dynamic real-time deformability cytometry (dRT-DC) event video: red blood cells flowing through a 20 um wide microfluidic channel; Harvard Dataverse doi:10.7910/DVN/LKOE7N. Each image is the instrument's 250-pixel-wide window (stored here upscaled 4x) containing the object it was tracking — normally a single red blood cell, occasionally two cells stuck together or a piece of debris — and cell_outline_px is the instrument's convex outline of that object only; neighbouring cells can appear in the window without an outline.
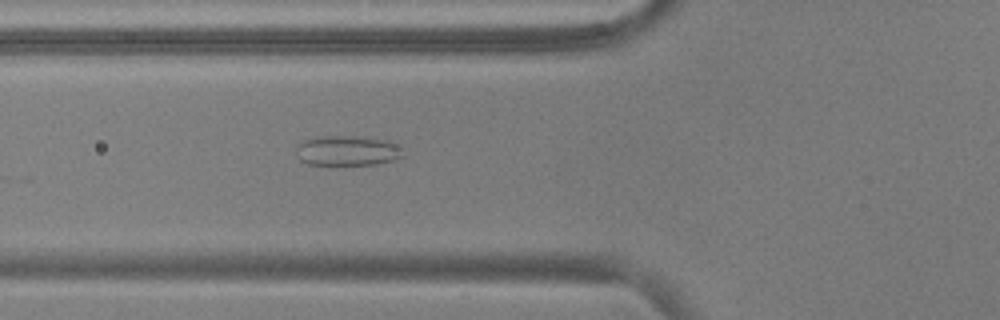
{"species": "common noctule bat (a hibernating species)", "species_latin": "Nyctalus noctula", "temperature_condition": "warm", "stored_images_in_passage": 26, "camera_frame_rate_fps": 3000, "um_per_image_px": 0.085, "animal": {"sex": "male", "body_mass_g": 17.9, "forearm_length_mm": 54.2}, "frame": {"image": 1, "passage_image": 19, "time_ms": 6.0, "image_size_px": [1000, 320], "cell_outline_px": [[404, 156], [396, 160], [376, 164], [308, 164], [300, 160], [296, 156], [296, 148], [304, 140], [316, 136], [356, 136], [392, 140]], "centroid_in_image_um": [29.52, 12.79], "position_along_channel_um": 96.3, "area_um2": 18.73}}